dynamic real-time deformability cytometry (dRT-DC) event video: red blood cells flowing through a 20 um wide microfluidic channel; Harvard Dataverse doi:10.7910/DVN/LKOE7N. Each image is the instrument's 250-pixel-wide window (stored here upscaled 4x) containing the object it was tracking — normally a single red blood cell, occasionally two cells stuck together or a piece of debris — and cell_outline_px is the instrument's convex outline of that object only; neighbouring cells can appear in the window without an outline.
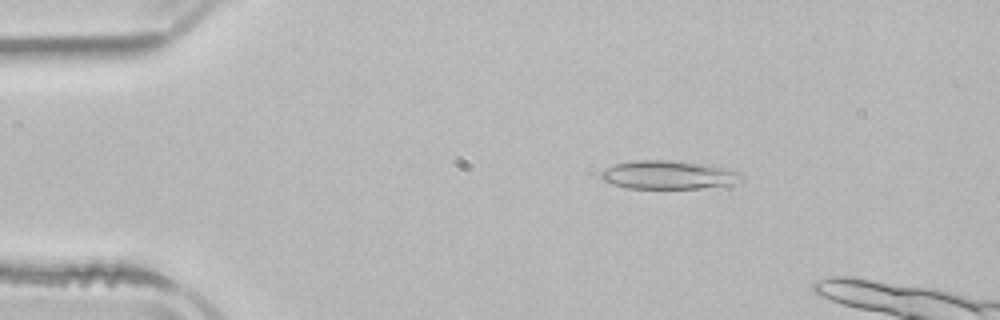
{"species": "common noctule bat (a hibernating species)", "species_latin": "Nyctalus noctula", "temperature_condition": "room temperature", "stored_images_in_passage": 47, "camera_frame_rate_fps": 3000, "um_per_image_px": 0.085, "animal": {"sex": "male", "body_mass_g": 21.5, "forearm_length_mm": 52.0}, "frame": {"image": 1, "passage_image": 9, "time_ms": 2.667, "image_size_px": [1000, 320], "cell_outline_px": [[744, 176], [728, 184], [700, 188], [628, 188], [612, 184], [600, 180], [600, 172], [604, 168], [616, 164], [636, 160], [668, 160], [708, 164], [740, 172]], "centroid_in_image_um": [56.73, 14.85], "position_along_channel_um": 28.3, "area_um2": 23.12}}
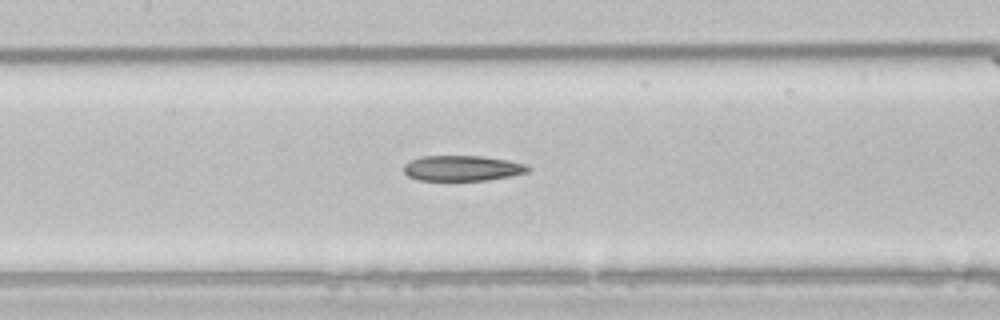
{"frame": {"image": 2, "passage_image": 24, "time_ms": 7.667, "image_size_px": [1000, 320], "cell_outline_px": [[532, 168], [528, 172], [512, 176], [488, 180], [420, 180], [408, 176], [404, 172], [404, 164], [420, 156], [484, 156], [508, 160], [528, 164]], "centroid_in_image_um": [39.35, 14.29], "position_along_channel_um": 168.0, "area_um2": 18.55}}
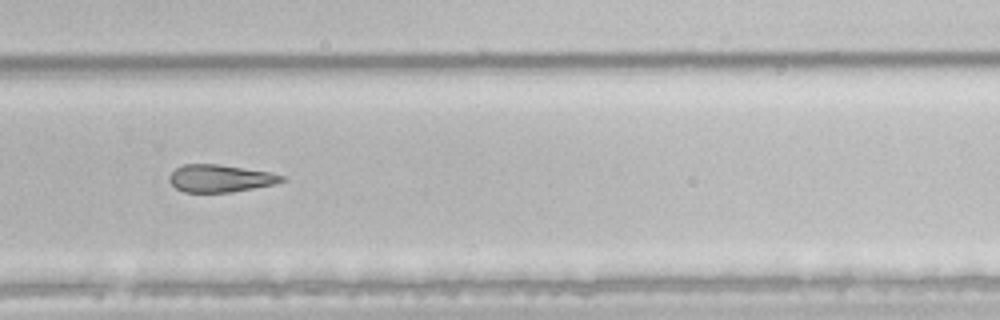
{"frame": {"image": 3, "passage_image": 35, "time_ms": 11.333, "image_size_px": [1000, 320], "cell_outline_px": [[288, 180], [276, 184], [228, 192], [184, 192], [176, 188], [168, 180], [168, 176], [176, 168], [184, 164], [220, 164], [272, 172], [288, 176]], "centroid_in_image_um": [18.78, 15.15], "position_along_channel_um": 311.0, "area_um2": 18.21}}